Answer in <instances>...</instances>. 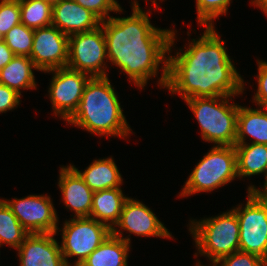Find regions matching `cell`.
Wrapping results in <instances>:
<instances>
[{"mask_svg":"<svg viewBox=\"0 0 267 266\" xmlns=\"http://www.w3.org/2000/svg\"><path fill=\"white\" fill-rule=\"evenodd\" d=\"M258 62V89L253 97V102L260 107L267 108V62L257 60Z\"/></svg>","mask_w":267,"mask_h":266,"instance_id":"obj_30","label":"cell"},{"mask_svg":"<svg viewBox=\"0 0 267 266\" xmlns=\"http://www.w3.org/2000/svg\"><path fill=\"white\" fill-rule=\"evenodd\" d=\"M58 186L66 208L75 212V218L90 217L94 192L70 165L61 167Z\"/></svg>","mask_w":267,"mask_h":266,"instance_id":"obj_16","label":"cell"},{"mask_svg":"<svg viewBox=\"0 0 267 266\" xmlns=\"http://www.w3.org/2000/svg\"><path fill=\"white\" fill-rule=\"evenodd\" d=\"M234 96H214L185 99L195 115L202 139L216 146H234L237 136L239 105L229 103Z\"/></svg>","mask_w":267,"mask_h":266,"instance_id":"obj_4","label":"cell"},{"mask_svg":"<svg viewBox=\"0 0 267 266\" xmlns=\"http://www.w3.org/2000/svg\"><path fill=\"white\" fill-rule=\"evenodd\" d=\"M15 54L6 45L4 40L0 41V70L6 66L13 58Z\"/></svg>","mask_w":267,"mask_h":266,"instance_id":"obj_32","label":"cell"},{"mask_svg":"<svg viewBox=\"0 0 267 266\" xmlns=\"http://www.w3.org/2000/svg\"><path fill=\"white\" fill-rule=\"evenodd\" d=\"M21 23L19 3L0 2V33L5 36L15 25Z\"/></svg>","mask_w":267,"mask_h":266,"instance_id":"obj_28","label":"cell"},{"mask_svg":"<svg viewBox=\"0 0 267 266\" xmlns=\"http://www.w3.org/2000/svg\"><path fill=\"white\" fill-rule=\"evenodd\" d=\"M82 7H85L94 13L101 21H104L112 16L109 12H121L122 7L116 0H74Z\"/></svg>","mask_w":267,"mask_h":266,"instance_id":"obj_27","label":"cell"},{"mask_svg":"<svg viewBox=\"0 0 267 266\" xmlns=\"http://www.w3.org/2000/svg\"><path fill=\"white\" fill-rule=\"evenodd\" d=\"M66 122L99 136L124 138L132 133L108 77L89 79L81 101Z\"/></svg>","mask_w":267,"mask_h":266,"instance_id":"obj_3","label":"cell"},{"mask_svg":"<svg viewBox=\"0 0 267 266\" xmlns=\"http://www.w3.org/2000/svg\"><path fill=\"white\" fill-rule=\"evenodd\" d=\"M122 234L117 227H113L110 236L80 266H128L131 241L129 237H122Z\"/></svg>","mask_w":267,"mask_h":266,"instance_id":"obj_17","label":"cell"},{"mask_svg":"<svg viewBox=\"0 0 267 266\" xmlns=\"http://www.w3.org/2000/svg\"><path fill=\"white\" fill-rule=\"evenodd\" d=\"M28 232L22 227L7 204L0 199V247L3 244L18 249Z\"/></svg>","mask_w":267,"mask_h":266,"instance_id":"obj_23","label":"cell"},{"mask_svg":"<svg viewBox=\"0 0 267 266\" xmlns=\"http://www.w3.org/2000/svg\"><path fill=\"white\" fill-rule=\"evenodd\" d=\"M236 177L238 175L235 146L214 145L197 163L179 196L211 192L230 183Z\"/></svg>","mask_w":267,"mask_h":266,"instance_id":"obj_6","label":"cell"},{"mask_svg":"<svg viewBox=\"0 0 267 266\" xmlns=\"http://www.w3.org/2000/svg\"><path fill=\"white\" fill-rule=\"evenodd\" d=\"M128 198L123 195L120 187L95 191L90 218L112 229L118 222L123 205Z\"/></svg>","mask_w":267,"mask_h":266,"instance_id":"obj_19","label":"cell"},{"mask_svg":"<svg viewBox=\"0 0 267 266\" xmlns=\"http://www.w3.org/2000/svg\"><path fill=\"white\" fill-rule=\"evenodd\" d=\"M46 72H53L48 92L54 115L60 116L66 121L76 110L81 101L84 87L91 77L68 67Z\"/></svg>","mask_w":267,"mask_h":266,"instance_id":"obj_11","label":"cell"},{"mask_svg":"<svg viewBox=\"0 0 267 266\" xmlns=\"http://www.w3.org/2000/svg\"><path fill=\"white\" fill-rule=\"evenodd\" d=\"M56 233L28 234L17 249L20 266H67Z\"/></svg>","mask_w":267,"mask_h":266,"instance_id":"obj_14","label":"cell"},{"mask_svg":"<svg viewBox=\"0 0 267 266\" xmlns=\"http://www.w3.org/2000/svg\"><path fill=\"white\" fill-rule=\"evenodd\" d=\"M256 189L254 185L248 187V192H255L262 200L267 202V178L265 179L263 189Z\"/></svg>","mask_w":267,"mask_h":266,"instance_id":"obj_33","label":"cell"},{"mask_svg":"<svg viewBox=\"0 0 267 266\" xmlns=\"http://www.w3.org/2000/svg\"><path fill=\"white\" fill-rule=\"evenodd\" d=\"M52 25L70 36L97 29L101 20L74 0H60L52 5Z\"/></svg>","mask_w":267,"mask_h":266,"instance_id":"obj_15","label":"cell"},{"mask_svg":"<svg viewBox=\"0 0 267 266\" xmlns=\"http://www.w3.org/2000/svg\"><path fill=\"white\" fill-rule=\"evenodd\" d=\"M22 0H2V3H20Z\"/></svg>","mask_w":267,"mask_h":266,"instance_id":"obj_35","label":"cell"},{"mask_svg":"<svg viewBox=\"0 0 267 266\" xmlns=\"http://www.w3.org/2000/svg\"><path fill=\"white\" fill-rule=\"evenodd\" d=\"M175 41L172 29L168 48L166 88L185 99L214 96H237L244 91V81L235 69L224 41L207 27L198 40L189 42L183 52L170 55Z\"/></svg>","mask_w":267,"mask_h":266,"instance_id":"obj_1","label":"cell"},{"mask_svg":"<svg viewBox=\"0 0 267 266\" xmlns=\"http://www.w3.org/2000/svg\"><path fill=\"white\" fill-rule=\"evenodd\" d=\"M132 15L110 17L101 21L106 41L108 60L129 76L139 88H144L150 77H155L162 64L160 88L166 87L167 62L172 30L151 25L146 13L134 0ZM163 62V63H162Z\"/></svg>","mask_w":267,"mask_h":266,"instance_id":"obj_2","label":"cell"},{"mask_svg":"<svg viewBox=\"0 0 267 266\" xmlns=\"http://www.w3.org/2000/svg\"><path fill=\"white\" fill-rule=\"evenodd\" d=\"M38 71L29 56L15 57L0 70V83L15 90L21 95L20 89H35L36 81L32 69Z\"/></svg>","mask_w":267,"mask_h":266,"instance_id":"obj_21","label":"cell"},{"mask_svg":"<svg viewBox=\"0 0 267 266\" xmlns=\"http://www.w3.org/2000/svg\"><path fill=\"white\" fill-rule=\"evenodd\" d=\"M252 109L239 105L237 115V136L235 144H245L246 136H251V143L267 145V108Z\"/></svg>","mask_w":267,"mask_h":266,"instance_id":"obj_20","label":"cell"},{"mask_svg":"<svg viewBox=\"0 0 267 266\" xmlns=\"http://www.w3.org/2000/svg\"><path fill=\"white\" fill-rule=\"evenodd\" d=\"M157 216L145 204L139 200L128 198L122 208L118 226L122 230L133 233L137 236L172 238V234L167 230Z\"/></svg>","mask_w":267,"mask_h":266,"instance_id":"obj_13","label":"cell"},{"mask_svg":"<svg viewBox=\"0 0 267 266\" xmlns=\"http://www.w3.org/2000/svg\"><path fill=\"white\" fill-rule=\"evenodd\" d=\"M62 255L67 266H80L111 234V229L90 217L72 218L62 228ZM77 257L73 265L68 258Z\"/></svg>","mask_w":267,"mask_h":266,"instance_id":"obj_7","label":"cell"},{"mask_svg":"<svg viewBox=\"0 0 267 266\" xmlns=\"http://www.w3.org/2000/svg\"><path fill=\"white\" fill-rule=\"evenodd\" d=\"M106 41L102 26L69 36L67 67L93 77H107Z\"/></svg>","mask_w":267,"mask_h":266,"instance_id":"obj_9","label":"cell"},{"mask_svg":"<svg viewBox=\"0 0 267 266\" xmlns=\"http://www.w3.org/2000/svg\"><path fill=\"white\" fill-rule=\"evenodd\" d=\"M70 166L80 175L93 192L118 188L123 181L112 157L94 160L84 172H81L71 164Z\"/></svg>","mask_w":267,"mask_h":266,"instance_id":"obj_18","label":"cell"},{"mask_svg":"<svg viewBox=\"0 0 267 266\" xmlns=\"http://www.w3.org/2000/svg\"><path fill=\"white\" fill-rule=\"evenodd\" d=\"M28 234L57 233L58 216L51 198L29 195L22 199L3 200Z\"/></svg>","mask_w":267,"mask_h":266,"instance_id":"obj_10","label":"cell"},{"mask_svg":"<svg viewBox=\"0 0 267 266\" xmlns=\"http://www.w3.org/2000/svg\"><path fill=\"white\" fill-rule=\"evenodd\" d=\"M42 1L48 2L51 5H54V4H57L60 0H42Z\"/></svg>","mask_w":267,"mask_h":266,"instance_id":"obj_36","label":"cell"},{"mask_svg":"<svg viewBox=\"0 0 267 266\" xmlns=\"http://www.w3.org/2000/svg\"><path fill=\"white\" fill-rule=\"evenodd\" d=\"M195 266H205V265H202L201 263H200V261L197 263V265H195ZM213 266H217L216 264H213Z\"/></svg>","mask_w":267,"mask_h":266,"instance_id":"obj_37","label":"cell"},{"mask_svg":"<svg viewBox=\"0 0 267 266\" xmlns=\"http://www.w3.org/2000/svg\"><path fill=\"white\" fill-rule=\"evenodd\" d=\"M34 29L22 23L15 25L4 36V42L15 55L29 56L33 47Z\"/></svg>","mask_w":267,"mask_h":266,"instance_id":"obj_25","label":"cell"},{"mask_svg":"<svg viewBox=\"0 0 267 266\" xmlns=\"http://www.w3.org/2000/svg\"><path fill=\"white\" fill-rule=\"evenodd\" d=\"M189 226L198 254L207 256L212 264L239 250L240 228L232 209L215 217L192 220Z\"/></svg>","mask_w":267,"mask_h":266,"instance_id":"obj_5","label":"cell"},{"mask_svg":"<svg viewBox=\"0 0 267 266\" xmlns=\"http://www.w3.org/2000/svg\"><path fill=\"white\" fill-rule=\"evenodd\" d=\"M217 266H267V261L259 256L243 251H235L234 253L221 258Z\"/></svg>","mask_w":267,"mask_h":266,"instance_id":"obj_29","label":"cell"},{"mask_svg":"<svg viewBox=\"0 0 267 266\" xmlns=\"http://www.w3.org/2000/svg\"><path fill=\"white\" fill-rule=\"evenodd\" d=\"M231 0H196L197 21L200 26L212 27L215 18L227 14Z\"/></svg>","mask_w":267,"mask_h":266,"instance_id":"obj_26","label":"cell"},{"mask_svg":"<svg viewBox=\"0 0 267 266\" xmlns=\"http://www.w3.org/2000/svg\"><path fill=\"white\" fill-rule=\"evenodd\" d=\"M251 3L259 7L267 16V0H252Z\"/></svg>","mask_w":267,"mask_h":266,"instance_id":"obj_34","label":"cell"},{"mask_svg":"<svg viewBox=\"0 0 267 266\" xmlns=\"http://www.w3.org/2000/svg\"><path fill=\"white\" fill-rule=\"evenodd\" d=\"M21 95L15 90L0 83V113L8 112L18 107Z\"/></svg>","mask_w":267,"mask_h":266,"instance_id":"obj_31","label":"cell"},{"mask_svg":"<svg viewBox=\"0 0 267 266\" xmlns=\"http://www.w3.org/2000/svg\"><path fill=\"white\" fill-rule=\"evenodd\" d=\"M21 23L31 29L52 25V5L42 0H22Z\"/></svg>","mask_w":267,"mask_h":266,"instance_id":"obj_24","label":"cell"},{"mask_svg":"<svg viewBox=\"0 0 267 266\" xmlns=\"http://www.w3.org/2000/svg\"><path fill=\"white\" fill-rule=\"evenodd\" d=\"M237 175L250 177L265 174L267 178V145L264 144H235Z\"/></svg>","mask_w":267,"mask_h":266,"instance_id":"obj_22","label":"cell"},{"mask_svg":"<svg viewBox=\"0 0 267 266\" xmlns=\"http://www.w3.org/2000/svg\"><path fill=\"white\" fill-rule=\"evenodd\" d=\"M69 36L50 25L34 29L30 58L39 71L67 67Z\"/></svg>","mask_w":267,"mask_h":266,"instance_id":"obj_12","label":"cell"},{"mask_svg":"<svg viewBox=\"0 0 267 266\" xmlns=\"http://www.w3.org/2000/svg\"><path fill=\"white\" fill-rule=\"evenodd\" d=\"M244 206L232 209L238 218L239 250L267 261V202L255 192H248Z\"/></svg>","mask_w":267,"mask_h":266,"instance_id":"obj_8","label":"cell"},{"mask_svg":"<svg viewBox=\"0 0 267 266\" xmlns=\"http://www.w3.org/2000/svg\"><path fill=\"white\" fill-rule=\"evenodd\" d=\"M4 40V36L0 33V41Z\"/></svg>","mask_w":267,"mask_h":266,"instance_id":"obj_38","label":"cell"}]
</instances>
